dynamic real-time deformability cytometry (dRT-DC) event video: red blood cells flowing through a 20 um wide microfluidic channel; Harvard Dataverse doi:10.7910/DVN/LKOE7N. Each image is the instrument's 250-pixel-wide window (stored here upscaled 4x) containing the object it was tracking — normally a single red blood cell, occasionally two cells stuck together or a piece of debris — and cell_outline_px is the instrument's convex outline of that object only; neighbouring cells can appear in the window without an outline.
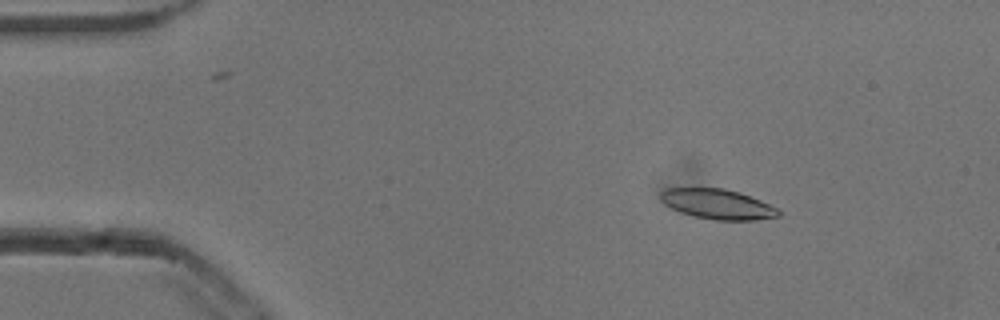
{"species": "common noctule bat (a hibernating species)", "species_latin": "Nyctalus noctula", "temperature_condition": "cold", "stored_images_in_passage": 54, "camera_frame_rate_fps": 3000, "um_per_image_px": 0.085, "animal": {"sex": "male", "body_mass_g": 13.3}, "frame": {"image": 1, "passage_image": 8, "time_ms": 2.333, "image_size_px": [1000, 320], "cell_outline_px": [[780, 216], [756, 220], [716, 220], [696, 216], [680, 212], [664, 204], [660, 200], [660, 192], [668, 188], [724, 188], [740, 192], [760, 200], [776, 208], [780, 212]], "centroid_in_image_um": [60.98, 17.34], "position_along_channel_um": 24.0, "area_um2": 20.52}}
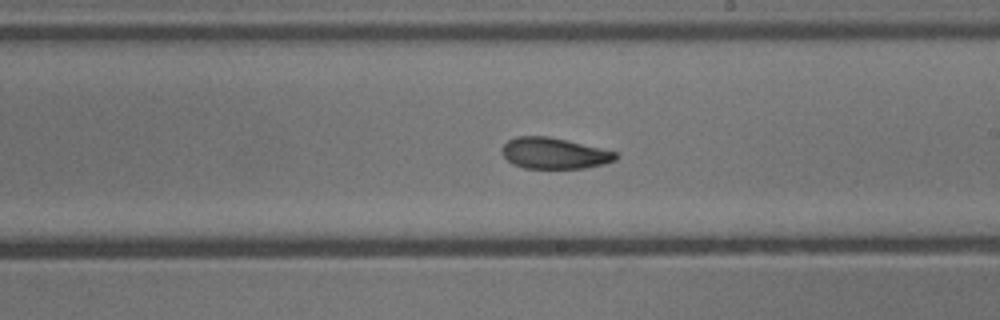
{"frame": {"image": 2, "passage_image": 31, "time_ms": 10.0, "image_size_px": [1000, 320], "cell_outline_px": [[620, 156], [616, 160], [604, 164], [584, 168], [524, 168], [512, 164], [504, 156], [504, 144], [508, 140], [516, 136], [548, 136], [600, 148], [616, 152]], "centroid_in_image_um": [47.13, 13.03], "position_along_channel_um": 241.9, "area_um2": 20.4}}
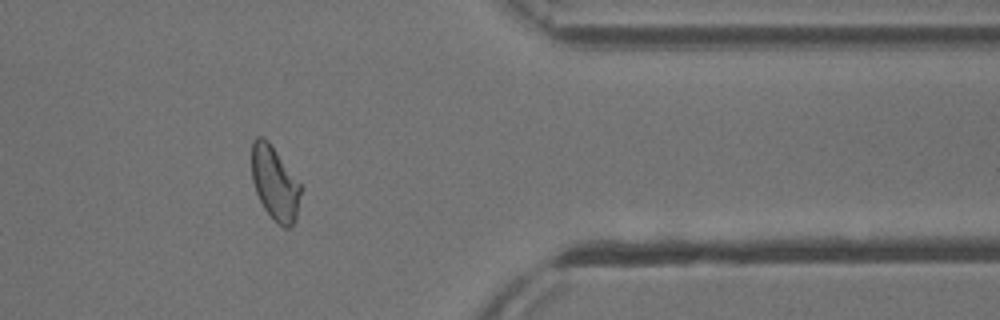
{"frame": {"image": 3, "passage_image": 44, "time_ms": 14.333, "image_size_px": [1000, 320], "cell_outline_px": [[300, 192], [296, 220], [288, 228], [284, 228], [264, 208], [256, 192], [252, 180], [252, 140], [256, 136], [264, 136], [268, 140], [300, 184]], "centroid_in_image_um": [23.33, 15.53], "position_along_channel_um": 388.1, "area_um2": 20.63}, "authors_computed_cell_mechanics": {"area_um2": 21.2126, "velocity_mm_per_s": 3.8135, "shape_relaxation_time_tau1_ms": 5.4343, "shape_relaxation_time_tau2_ms": 2.028, "deformation_change_tau1": 0.1563, "deformation_change_tau2": 0.081}}